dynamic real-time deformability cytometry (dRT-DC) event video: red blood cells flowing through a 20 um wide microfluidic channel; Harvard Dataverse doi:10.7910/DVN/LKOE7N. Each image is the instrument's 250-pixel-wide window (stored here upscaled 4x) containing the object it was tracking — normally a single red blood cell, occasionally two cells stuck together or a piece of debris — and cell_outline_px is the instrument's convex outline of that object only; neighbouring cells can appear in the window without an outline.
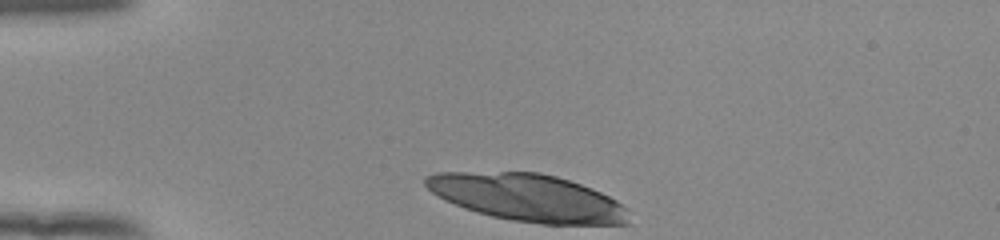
{"species": "human", "species_latin": "Homo sapiens", "temperature_condition": "room temperature", "stored_images_in_passage": 33, "camera_frame_rate_fps": 3000, "um_per_image_px": 0.085, "donor": {"sex": "female"}, "frame": {"image": 1, "passage_image": 1, "time_ms": 0.0, "image_size_px": [1000, 240], "cell_outline_px": [[628, 224], [540, 224], [512, 220], [492, 216], [476, 212], [464, 208], [444, 200], [432, 192], [424, 184], [424, 176], [436, 172], [540, 172], [556, 176], [592, 188], [616, 200], [628, 208]], "centroid_in_image_um": [44.83, 16.8], "position_along_channel_um": 40.2, "area_um2": 56.01}}